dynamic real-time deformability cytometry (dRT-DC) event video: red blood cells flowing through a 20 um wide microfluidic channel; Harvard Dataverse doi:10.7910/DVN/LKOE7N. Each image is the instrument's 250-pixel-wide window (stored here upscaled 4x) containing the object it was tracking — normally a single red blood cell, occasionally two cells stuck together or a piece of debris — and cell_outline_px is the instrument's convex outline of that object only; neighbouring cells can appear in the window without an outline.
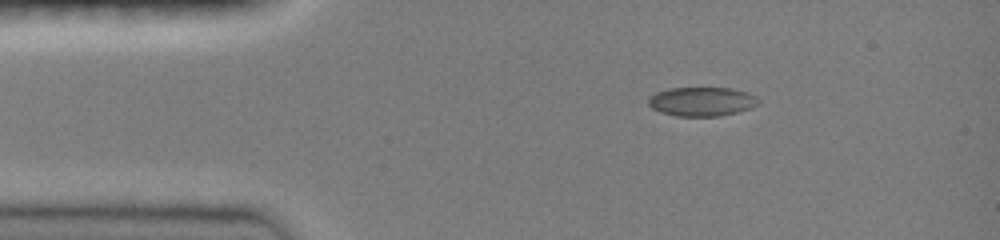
{"species": "common noctule bat (a hibernating species)", "species_latin": "Nyctalus noctula", "temperature_condition": "room temperature", "stored_images_in_passage": 31, "camera_frame_rate_fps": 3000, "um_per_image_px": 0.085, "animal": {"sex": "female", "body_mass_g": 19.0, "forearm_length_mm": 51.5}, "frame": {"image": 1, "passage_image": 1, "time_ms": 0.0, "image_size_px": [1000, 240], "cell_outline_px": [[760, 104], [736, 112], [720, 116], [676, 116], [660, 112], [652, 108], [648, 104], [648, 100], [656, 92], [668, 88], [732, 88], [748, 92], [756, 96], [760, 100]], "centroid_in_image_um": [59.67, 8.63], "position_along_channel_um": 25.3, "area_um2": 18.67}}
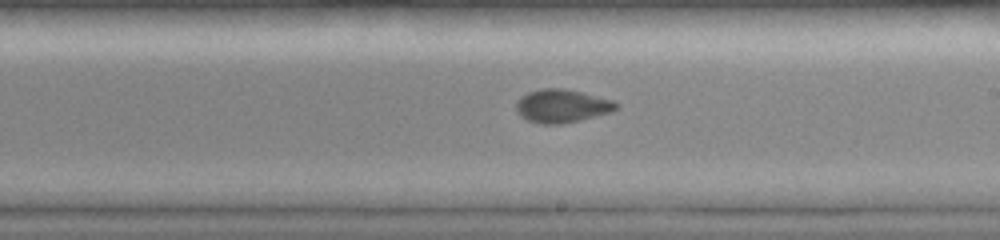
{"frame": {"image": 2, "passage_image": 19, "time_ms": 6.667, "image_size_px": [1000, 240], "cell_outline_px": [[620, 104], [612, 112], [580, 120], [560, 124], [540, 124], [528, 120], [520, 116], [516, 112], [516, 104], [520, 96], [528, 92], [544, 88], [564, 88], [616, 100]], "centroid_in_image_um": [47.78, 9.0], "position_along_channel_um": 241.2, "area_um2": 19.59}}
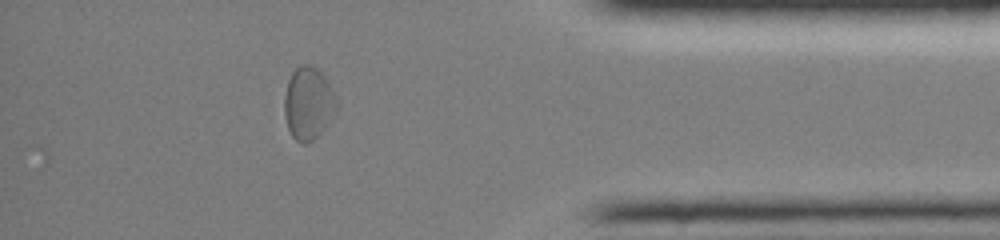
{"frame": {"image": 3, "passage_image": 31, "time_ms": 11.333, "image_size_px": [1000, 240], "cell_outline_px": [[336, 108], [328, 124], [312, 140], [304, 144], [300, 144], [292, 136], [288, 128], [284, 112], [284, 96], [288, 80], [292, 72], [300, 64], [308, 64], [316, 68], [324, 76], [336, 96]], "centroid_in_image_um": [26.18, 8.77], "position_along_channel_um": 409.0, "area_um2": 21.91}, "authors_computed_cell_mechanics": {"area_um2": 18.9584, "velocity_mm_per_s": 4.0025, "shape_relaxation_time_tau1_ms": 6.8385, "shape_relaxation_time_tau2_ms": 1.6192, "deformation_change_tau1": 0.1398, "deformation_change_tau2": 0.0466}}